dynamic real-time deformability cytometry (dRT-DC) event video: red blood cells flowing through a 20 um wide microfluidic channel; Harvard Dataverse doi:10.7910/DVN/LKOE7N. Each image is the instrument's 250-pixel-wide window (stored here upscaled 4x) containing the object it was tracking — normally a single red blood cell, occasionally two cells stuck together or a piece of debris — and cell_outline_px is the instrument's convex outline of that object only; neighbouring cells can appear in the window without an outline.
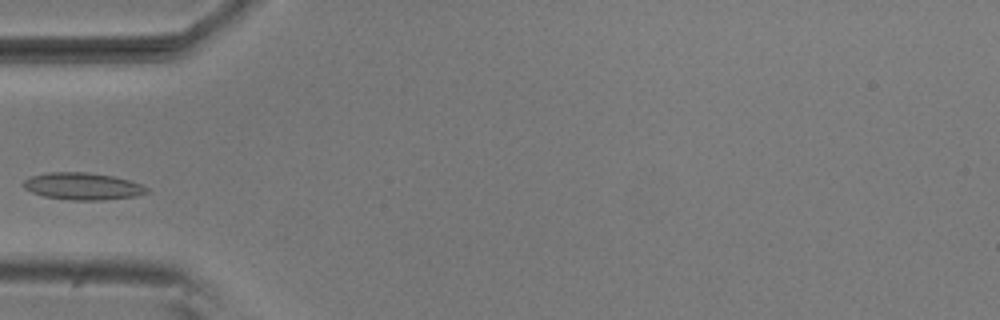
{"species": "common noctule bat (a hibernating species)", "species_latin": "Nyctalus noctula", "temperature_condition": "room temperature", "stored_images_in_passage": 5, "camera_frame_rate_fps": 3000, "um_per_image_px": 0.085, "animal": {"sex": "male", "body_mass_g": 20.5, "forearm_length_mm": 52.5}, "frame": {"image": 1, "passage_image": 4, "time_ms": 1.0, "image_size_px": [1000, 320], "cell_outline_px": [[152, 192], [136, 196], [104, 200], [68, 200], [44, 196], [32, 192], [24, 188], [20, 184], [28, 176], [48, 172], [88, 172], [112, 176], [128, 180], [140, 184], [148, 188]], "centroid_in_image_um": [7.0, 15.83], "position_along_channel_um": 78.0, "area_um2": 19.71}}
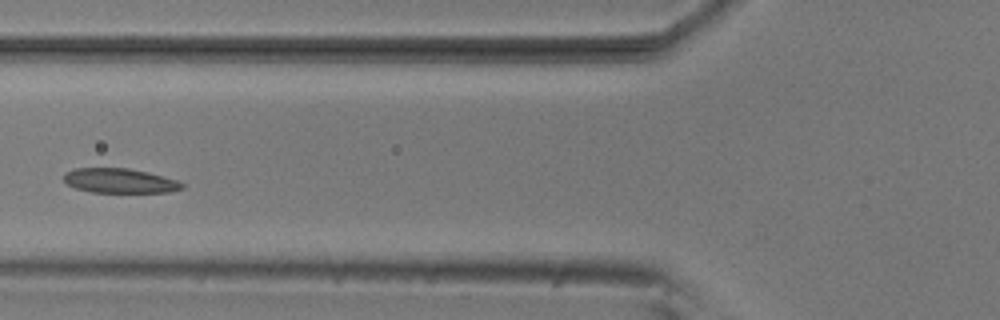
{"frame": {"image": 2, "passage_image": 5, "time_ms": 1.333, "image_size_px": [1000, 320], "cell_outline_px": [[184, 188], [168, 192], [92, 192], [76, 188], [68, 184], [64, 180], [64, 172], [72, 168], [128, 168], [148, 172], [176, 180], [184, 184]], "centroid_in_image_um": [10.15, 15.35], "position_along_channel_um": 115.6, "area_um2": 16.88}}